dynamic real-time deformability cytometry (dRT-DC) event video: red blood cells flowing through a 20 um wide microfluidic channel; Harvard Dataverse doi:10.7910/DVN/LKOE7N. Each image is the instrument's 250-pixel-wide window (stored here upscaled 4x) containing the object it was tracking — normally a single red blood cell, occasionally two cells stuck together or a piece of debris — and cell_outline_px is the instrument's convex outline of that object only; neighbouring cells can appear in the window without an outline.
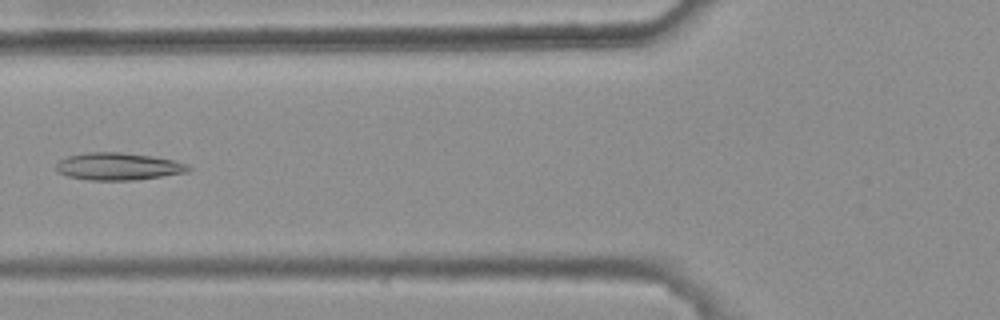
{"species": "common noctule bat (a hibernating species)", "species_latin": "Nyctalus noctula", "temperature_condition": "warm", "stored_images_in_passage": 6, "camera_frame_rate_fps": 3000, "um_per_image_px": 0.085, "animal": {"sex": "female", "body_mass_g": 25.1}, "frame": {"image": 1, "passage_image": 5, "time_ms": 1.333, "image_size_px": [1000, 320], "cell_outline_px": [[192, 168], [188, 172], [136, 180], [88, 180], [68, 176], [56, 172], [56, 164], [60, 160], [68, 156], [88, 152], [120, 152], [152, 156], [172, 160], [188, 164]], "centroid_in_image_um": [10.05, 14.15], "position_along_channel_um": 115.8, "area_um2": 21.1}}
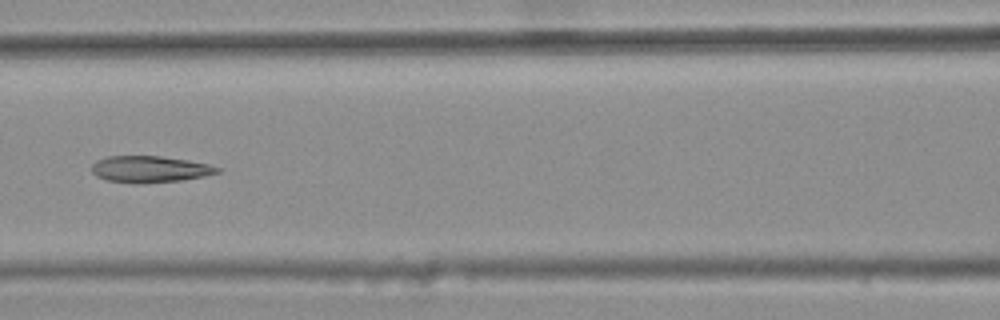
{"frame": {"image": 2, "passage_image": 6, "time_ms": 1.667, "image_size_px": [1000, 320], "cell_outline_px": [[220, 172], [204, 176], [180, 180], [140, 184], [108, 180], [96, 176], [92, 172], [92, 164], [96, 160], [108, 156], [160, 156], [188, 160], [208, 164], [220, 168]], "centroid_in_image_um": [12.72, 14.38], "position_along_channel_um": 153.9, "area_um2": 19.36}}